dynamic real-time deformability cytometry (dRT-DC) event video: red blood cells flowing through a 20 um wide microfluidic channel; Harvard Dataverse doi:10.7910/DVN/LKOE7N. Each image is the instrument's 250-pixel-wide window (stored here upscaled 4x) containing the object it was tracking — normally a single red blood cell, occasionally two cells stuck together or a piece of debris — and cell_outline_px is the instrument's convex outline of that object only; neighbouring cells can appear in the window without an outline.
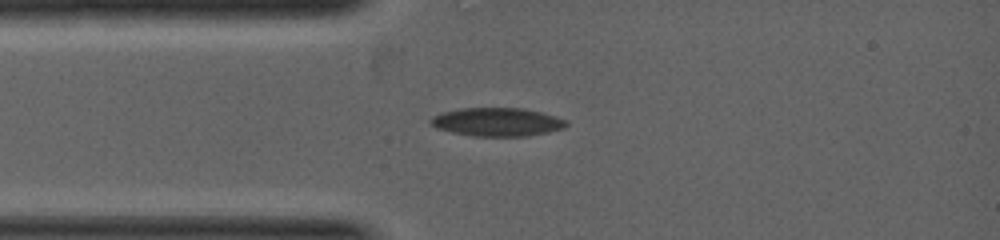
{"species": "common noctule bat (a hibernating species)", "species_latin": "Nyctalus noctula", "temperature_condition": "warm", "stored_images_in_passage": 3, "camera_frame_rate_fps": 5000, "um_per_image_px": 0.085, "animal": {"sex": "female", "body_mass_g": 19.0, "forearm_length_mm": 53.3}, "frame": {"image": 1, "passage_image": 1, "time_ms": 0.0, "image_size_px": [1000, 240], "cell_outline_px": [[568, 124], [564, 128], [548, 132], [528, 136], [472, 136], [452, 132], [436, 128], [428, 120], [432, 116], [440, 112], [460, 108], [524, 108], [556, 116], [568, 120]], "centroid_in_image_um": [42.25, 10.36], "position_along_channel_um": 42.7, "area_um2": 22.66}}
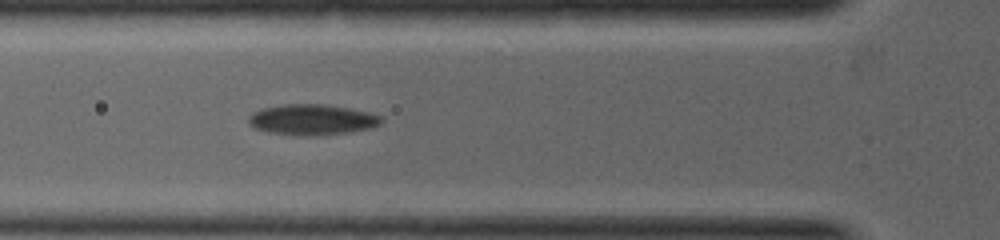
{"frame": {"image": 2, "passage_image": 3, "time_ms": 0.8, "image_size_px": [1000, 240], "cell_outline_px": [[384, 120], [380, 124], [368, 128], [348, 132], [308, 136], [300, 136], [268, 132], [256, 128], [248, 124], [248, 116], [252, 112], [264, 108], [284, 104], [324, 104], [348, 108], [368, 112], [380, 116]], "centroid_in_image_um": [26.49, 10.17], "position_along_channel_um": 99.3, "area_um2": 23.58}}